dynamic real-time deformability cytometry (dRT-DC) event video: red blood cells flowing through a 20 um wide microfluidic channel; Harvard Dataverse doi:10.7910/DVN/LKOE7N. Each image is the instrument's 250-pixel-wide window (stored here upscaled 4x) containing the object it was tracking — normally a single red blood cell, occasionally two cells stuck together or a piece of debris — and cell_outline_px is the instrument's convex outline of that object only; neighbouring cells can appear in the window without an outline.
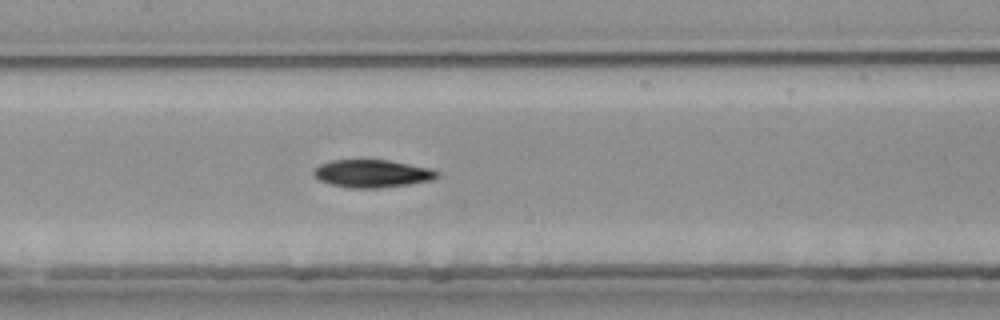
{"species": "common noctule bat (a hibernating species)", "species_latin": "Nyctalus noctula", "temperature_condition": "room temperature", "stored_images_in_passage": 34, "camera_frame_rate_fps": 3000, "um_per_image_px": 0.085, "animal": {"sex": "female", "body_mass_g": 25.1}, "frame": {"image": 1, "passage_image": 15, "time_ms": 4.667, "image_size_px": [1000, 320], "cell_outline_px": [[440, 176], [432, 180], [408, 184], [380, 188], [352, 188], [332, 184], [320, 180], [312, 172], [320, 164], [332, 160], [388, 160], [428, 168], [440, 172]], "centroid_in_image_um": [31.66, 14.75], "position_along_channel_um": 175.7, "area_um2": 19.71}}